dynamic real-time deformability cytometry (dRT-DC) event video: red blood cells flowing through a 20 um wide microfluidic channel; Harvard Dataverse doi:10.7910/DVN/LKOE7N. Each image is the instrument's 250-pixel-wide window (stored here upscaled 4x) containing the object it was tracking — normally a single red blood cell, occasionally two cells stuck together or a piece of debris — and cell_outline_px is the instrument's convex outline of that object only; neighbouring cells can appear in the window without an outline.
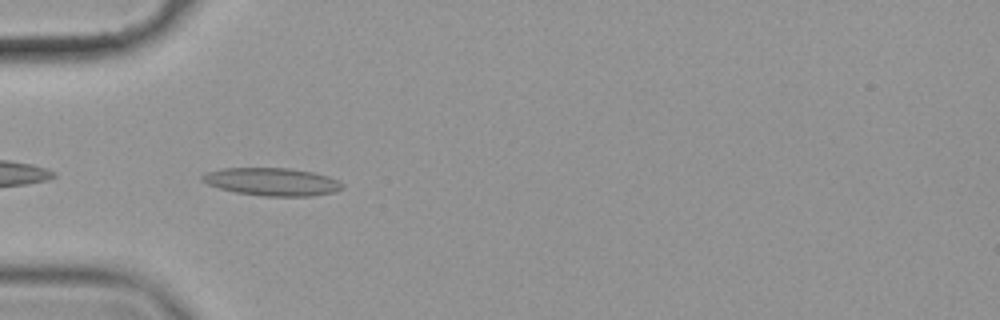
{"species": "common noctule bat (a hibernating species)", "species_latin": "Nyctalus noctula", "temperature_condition": "cold", "stored_images_in_passage": 41, "camera_frame_rate_fps": 3000, "um_per_image_px": 0.085, "animal": {"sex": "female", "body_mass_g": 19.9}, "frame": {"image": 1, "passage_image": 2, "time_ms": 0.333, "image_size_px": [1000, 320], "cell_outline_px": [[344, 188], [336, 192], [312, 196], [264, 196], [236, 192], [220, 188], [208, 184], [200, 180], [200, 176], [208, 172], [224, 168], [288, 168], [312, 172], [328, 176], [340, 180], [344, 184]], "centroid_in_image_um": [23.17, 15.45], "position_along_channel_um": 61.8, "area_um2": 22.77}}
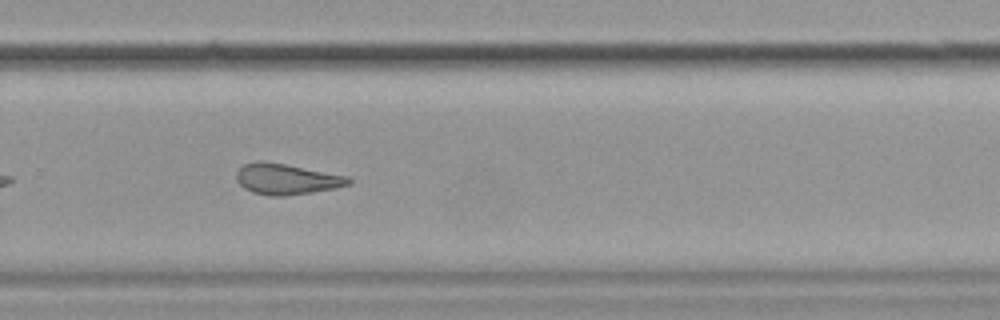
{"frame": {"image": 2, "passage_image": 23, "time_ms": 7.333, "image_size_px": [1000, 320], "cell_outline_px": [[352, 184], [336, 188], [312, 192], [284, 196], [272, 196], [252, 192], [244, 188], [236, 180], [236, 172], [244, 164], [256, 160], [260, 160], [284, 164], [348, 176], [352, 180]], "centroid_in_image_um": [24.35, 15.22], "position_along_channel_um": 305.4, "area_um2": 20.11}}
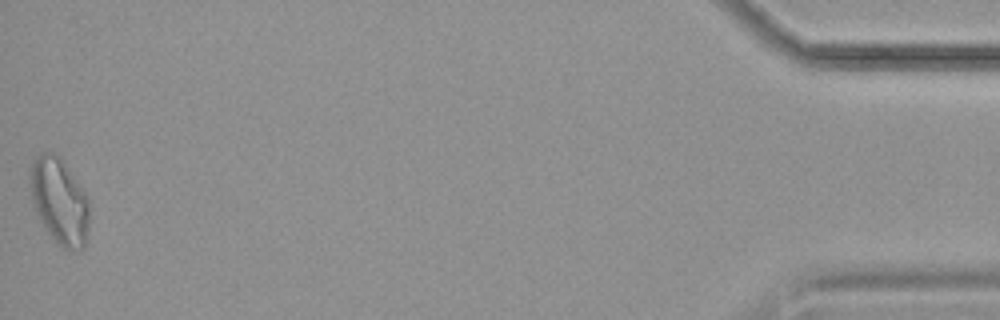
{"frame": {"image": 3, "passage_image": 41, "time_ms": 13.333, "image_size_px": [1000, 320], "cell_outline_px": [[88, 236], [84, 248], [80, 252], [72, 252], [60, 248], [56, 244], [48, 232], [36, 212], [32, 204], [28, 180], [28, 168], [36, 156], [40, 152], [52, 152], [60, 156], [64, 160], [88, 196]], "centroid_in_image_um": [5.04, 17.1], "position_along_channel_um": 430.2, "area_um2": 30.81}, "authors_computed_cell_mechanics": {"area_um2": 20.4612, "velocity_mm_per_s": 3.5423, "shape_relaxation_time_tau1_ms": null, "shape_relaxation_time_tau2_ms": 1.7474, "deformation_change_tau1": null, "deformation_change_tau2": 0.0991}}